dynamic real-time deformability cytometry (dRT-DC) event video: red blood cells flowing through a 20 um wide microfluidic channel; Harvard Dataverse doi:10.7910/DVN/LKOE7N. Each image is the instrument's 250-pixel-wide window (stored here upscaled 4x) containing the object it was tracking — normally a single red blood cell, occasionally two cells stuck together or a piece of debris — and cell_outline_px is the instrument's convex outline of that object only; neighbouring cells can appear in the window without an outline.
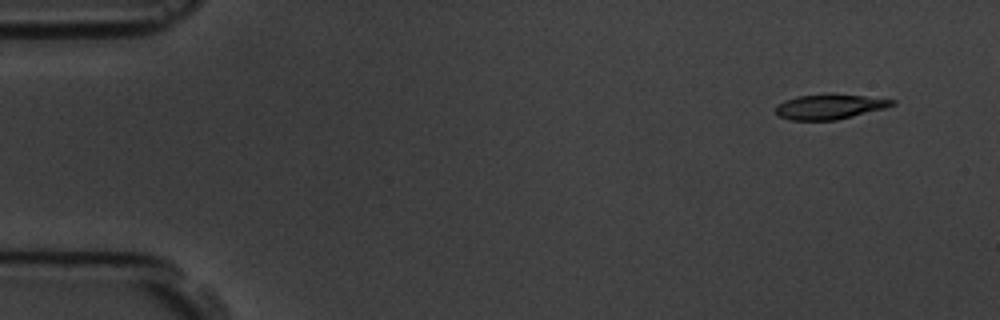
{"species": "common noctule bat (a hibernating species)", "species_latin": "Nyctalus noctula", "temperature_condition": "room temperature", "stored_images_in_passage": 3, "camera_frame_rate_fps": 3000, "um_per_image_px": 0.085, "animal": {"sex": "male", "body_mass_g": 19.5, "forearm_length_mm": 54.6}, "frame": {"image": 1, "passage_image": 1, "time_ms": 0.0, "image_size_px": [1000, 320], "cell_outline_px": [[896, 104], [884, 108], [836, 120], [792, 120], [780, 116], [776, 112], [776, 104], [784, 100], [796, 96], [828, 92], [832, 92], [896, 100]], "centroid_in_image_um": [70.49, 9.03], "position_along_channel_um": 14.5, "area_um2": 17.22}}